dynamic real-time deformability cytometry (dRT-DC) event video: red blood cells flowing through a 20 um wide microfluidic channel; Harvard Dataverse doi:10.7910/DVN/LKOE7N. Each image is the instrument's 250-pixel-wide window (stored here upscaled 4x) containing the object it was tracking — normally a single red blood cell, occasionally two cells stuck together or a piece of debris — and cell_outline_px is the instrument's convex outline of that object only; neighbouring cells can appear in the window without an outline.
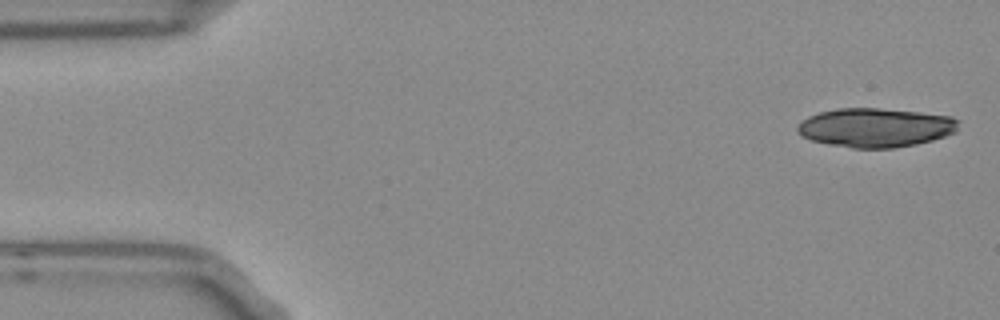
{"species": "Egyptian fruit bat (a non-hibernating species)", "species_latin": "Rousettus aegyptiacus", "temperature_condition": "room temperature", "stored_images_in_passage": 13, "camera_frame_rate_fps": 3000, "um_per_image_px": 0.085, "frame": {"image": 1, "passage_image": 1, "time_ms": 0.0, "image_size_px": [1000, 320], "cell_outline_px": [[960, 120], [956, 132], [932, 140], [916, 144], [896, 148], [852, 148], [828, 144], [812, 140], [800, 136], [796, 132], [796, 128], [808, 116], [820, 112], [836, 108], [876, 108], [916, 112], [952, 116]], "centroid_in_image_um": [74.41, 10.85], "position_along_channel_um": 10.6, "area_um2": 36.7}}